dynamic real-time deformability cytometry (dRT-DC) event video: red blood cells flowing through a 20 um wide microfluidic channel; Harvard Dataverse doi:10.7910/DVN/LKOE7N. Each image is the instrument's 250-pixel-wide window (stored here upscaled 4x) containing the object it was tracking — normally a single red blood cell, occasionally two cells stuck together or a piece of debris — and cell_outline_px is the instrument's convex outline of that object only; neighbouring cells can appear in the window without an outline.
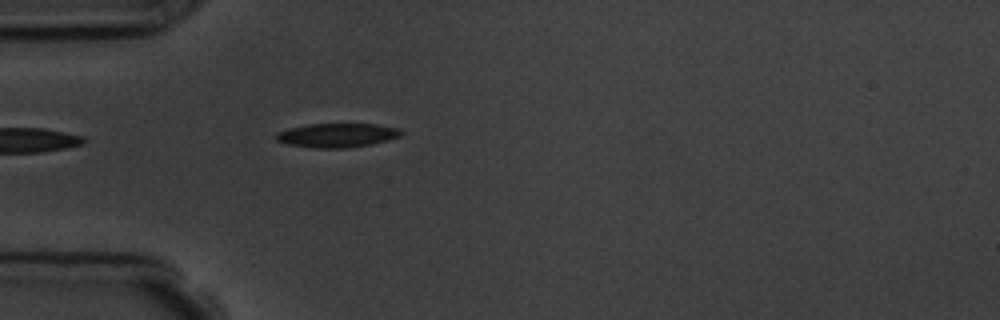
{"species": "common noctule bat (a hibernating species)", "species_latin": "Nyctalus noctula", "temperature_condition": "room temperature", "stored_images_in_passage": 1, "camera_frame_rate_fps": 3000, "um_per_image_px": 0.085, "animal": {"sex": "male", "body_mass_g": 19.5, "forearm_length_mm": 54.6}, "frame": {"image": 1, "passage_image": 1, "time_ms": 0.0, "image_size_px": [1000, 320], "cell_outline_px": [[404, 132], [400, 136], [388, 140], [368, 144], [344, 148], [316, 148], [288, 144], [276, 140], [272, 136], [276, 132], [288, 128], [308, 124], [376, 124], [400, 128]], "centroid_in_image_um": [28.62, 11.49], "position_along_channel_um": 56.4, "area_um2": 17.57}}